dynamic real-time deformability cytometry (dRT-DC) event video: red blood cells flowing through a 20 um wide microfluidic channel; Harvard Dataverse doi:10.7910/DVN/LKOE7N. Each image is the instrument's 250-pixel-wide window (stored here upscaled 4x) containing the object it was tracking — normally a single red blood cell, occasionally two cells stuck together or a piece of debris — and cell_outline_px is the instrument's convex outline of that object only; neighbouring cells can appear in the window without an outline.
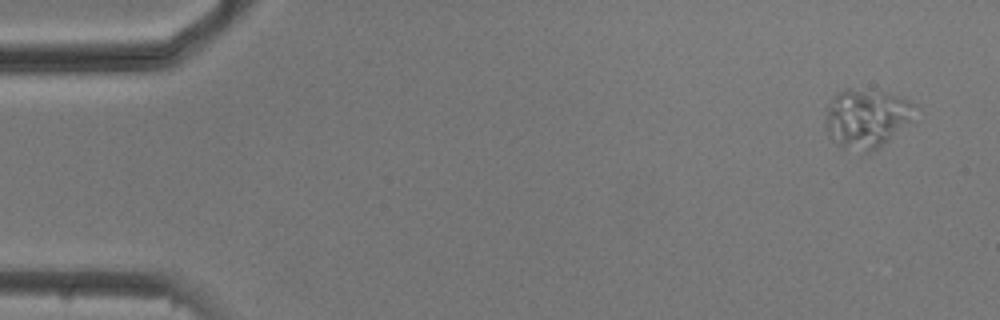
{"species": "common noctule bat (a hibernating species)", "species_latin": "Nyctalus noctula", "temperature_condition": "cold", "stored_images_in_passage": 4, "camera_frame_rate_fps": 3000, "um_per_image_px": 0.085, "animal": {"sex": "male", "body_mass_g": 20.5, "forearm_length_mm": 52.5}, "frame": {"image": 1, "passage_image": 1, "time_ms": 0.0, "image_size_px": [1000, 320], "cell_outline_px": [[920, 108], [888, 140], [872, 152], [864, 152], [840, 148], [828, 136], [824, 128], [828, 104], [836, 92], [844, 88], [848, 88], [884, 92], [900, 96], [916, 104]], "centroid_in_image_um": [73.6, 10.05], "position_along_channel_um": 11.4, "area_um2": 30.81}}